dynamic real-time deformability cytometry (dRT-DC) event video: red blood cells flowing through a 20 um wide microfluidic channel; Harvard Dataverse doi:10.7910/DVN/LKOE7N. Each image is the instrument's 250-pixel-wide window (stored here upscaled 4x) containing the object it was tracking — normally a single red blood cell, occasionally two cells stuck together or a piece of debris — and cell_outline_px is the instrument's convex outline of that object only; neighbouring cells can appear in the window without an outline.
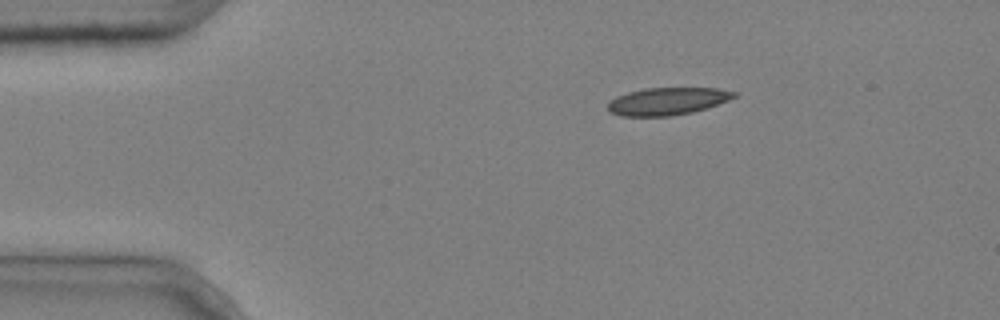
{"species": "common noctule bat (a hibernating species)", "species_latin": "Nyctalus noctula", "temperature_condition": "cold", "stored_images_in_passage": 3, "camera_frame_rate_fps": 3000, "um_per_image_px": 0.085, "animal": {"sex": "male", "body_mass_g": 20.4}, "frame": {"image": 1, "passage_image": 1, "time_ms": 0.0, "image_size_px": [1000, 320], "cell_outline_px": [[736, 96], [728, 100], [692, 112], [668, 116], [620, 116], [608, 112], [608, 104], [616, 96], [628, 92], [644, 88], [716, 88], [736, 92]], "centroid_in_image_um": [56.68, 8.6], "position_along_channel_um": 28.3, "area_um2": 20.0}}
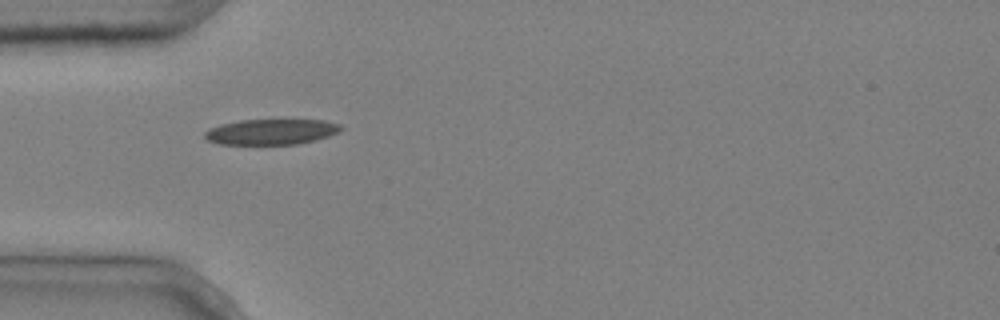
{"frame": {"image": 2, "passage_image": 2, "time_ms": 0.333, "image_size_px": [1000, 320], "cell_outline_px": [[344, 128], [340, 132], [316, 140], [296, 144], [220, 144], [208, 140], [204, 136], [204, 132], [208, 128], [220, 124], [240, 120], [324, 120], [340, 124]], "centroid_in_image_um": [23.07, 11.2], "position_along_channel_um": 61.9, "area_um2": 20.35}}